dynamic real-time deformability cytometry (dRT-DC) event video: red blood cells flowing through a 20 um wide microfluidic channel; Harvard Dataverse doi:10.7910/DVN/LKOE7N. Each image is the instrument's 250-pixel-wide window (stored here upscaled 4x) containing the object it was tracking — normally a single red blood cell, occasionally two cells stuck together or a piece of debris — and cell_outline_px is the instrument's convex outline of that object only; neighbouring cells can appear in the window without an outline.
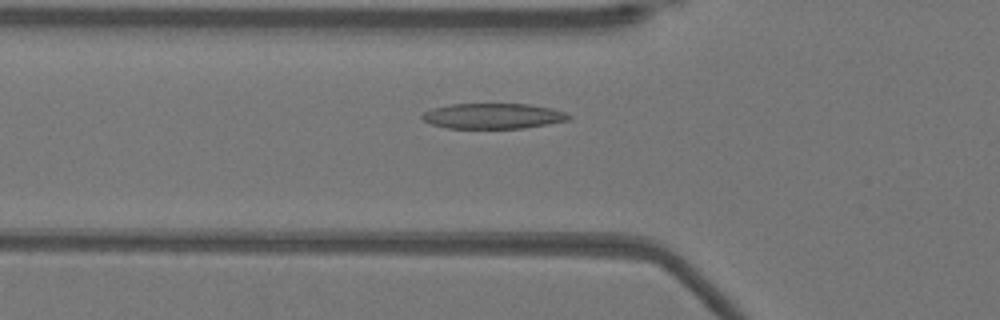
{"species": "Egyptian fruit bat (a non-hibernating species)", "species_latin": "Rousettus aegyptiacus", "temperature_condition": "warm", "stored_images_in_passage": 50, "camera_frame_rate_fps": 3000, "um_per_image_px": 0.085, "animal": {"sex": "female"}, "frame": {"image": 1, "passage_image": 17, "time_ms": 5.333, "image_size_px": [1000, 320], "cell_outline_px": [[572, 116], [568, 120], [548, 124], [524, 128], [448, 128], [432, 124], [424, 120], [420, 116], [424, 112], [432, 108], [448, 104], [528, 104], [552, 108], [564, 112]], "centroid_in_image_um": [41.91, 9.86], "position_along_channel_um": 83.9, "area_um2": 21.68}}
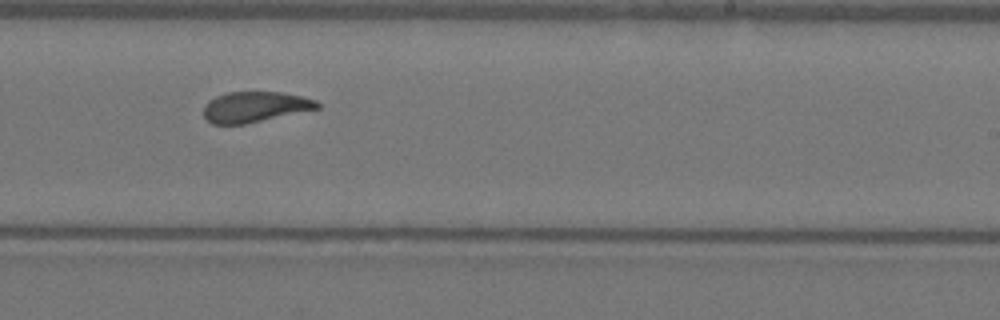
{"frame": {"image": 2, "passage_image": 31, "time_ms": 10.0, "image_size_px": [1000, 320], "cell_outline_px": [[320, 108], [244, 124], [212, 124], [204, 116], [204, 104], [208, 100], [216, 96], [228, 92], [280, 92], [300, 96], [316, 100], [320, 104]], "centroid_in_image_um": [21.65, 9.08], "position_along_channel_um": 267.4, "area_um2": 20.11}}
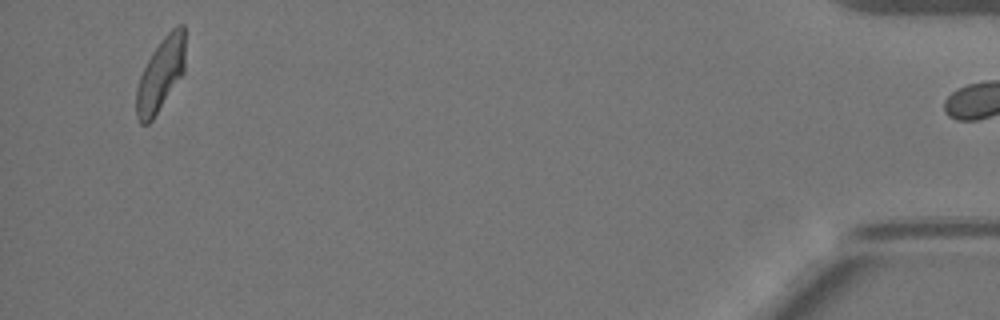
{"frame": {"image": 3, "passage_image": 49, "time_ms": 16.0, "image_size_px": [1000, 320], "cell_outline_px": [[184, 72], [152, 120], [148, 124], [140, 124], [136, 116], [136, 88], [140, 76], [152, 52], [164, 36], [176, 24], [184, 24]], "centroid_in_image_um": [13.64, 6.33], "position_along_channel_um": 421.6, "area_um2": 20.63}, "authors_computed_cell_mechanics": {"area_um2": 21.7328, "velocity_mm_per_s": 3.9157, "shape_relaxation_time_tau1_ms": 5.5057, "shape_relaxation_time_tau2_ms": 1.1768, "deformation_change_tau1": 0.2005, "deformation_change_tau2": 0.0905}}